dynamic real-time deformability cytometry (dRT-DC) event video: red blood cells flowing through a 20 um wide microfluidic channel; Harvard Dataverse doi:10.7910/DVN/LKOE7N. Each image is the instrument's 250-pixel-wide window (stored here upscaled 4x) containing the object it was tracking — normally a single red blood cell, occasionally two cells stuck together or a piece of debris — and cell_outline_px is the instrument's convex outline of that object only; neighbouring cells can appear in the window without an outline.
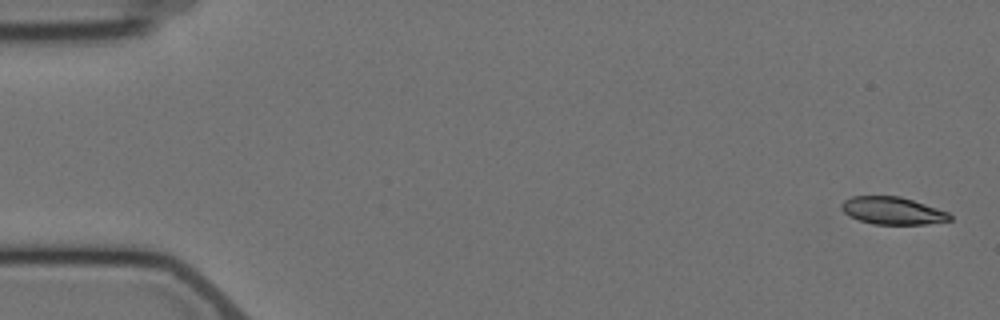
{"species": "Egyptian fruit bat (a non-hibernating species)", "species_latin": "Rousettus aegyptiacus", "temperature_condition": "cold", "stored_images_in_passage": 15, "camera_frame_rate_fps": 3000, "um_per_image_px": 0.085, "animal": {"sex": "female"}, "frame": {"image": 1, "passage_image": 1, "time_ms": 0.0, "image_size_px": [1000, 320], "cell_outline_px": [[952, 220], [924, 224], [872, 224], [860, 220], [844, 212], [840, 208], [840, 204], [844, 200], [852, 196], [900, 196], [948, 212], [952, 216]], "centroid_in_image_um": [75.85, 17.9], "position_along_channel_um": 9.1, "area_um2": 17.17}}
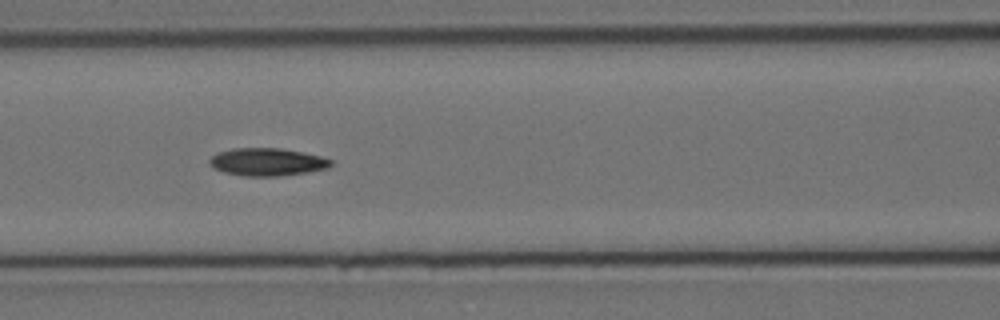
{"frame": {"image": 2, "passage_image": 7, "time_ms": 7.667, "image_size_px": [1000, 320], "cell_outline_px": [[332, 164], [328, 168], [308, 172], [280, 176], [244, 176], [224, 172], [208, 164], [208, 160], [212, 156], [220, 152], [232, 148], [280, 148], [304, 152], [320, 156], [332, 160]], "centroid_in_image_um": [22.72, 13.76], "position_along_channel_um": 143.9, "area_um2": 19.59}}
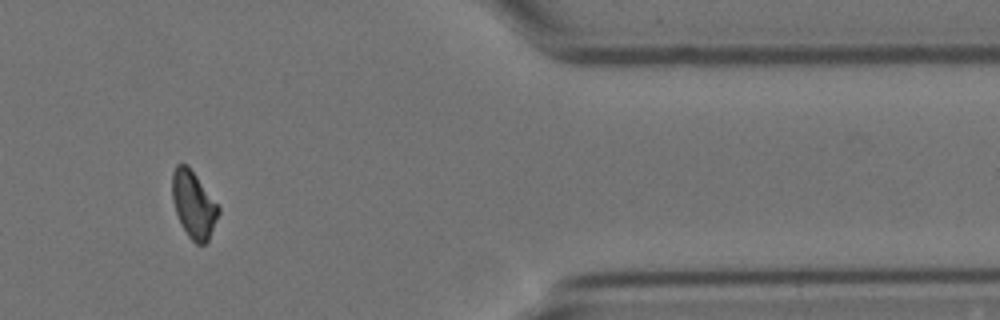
{"frame": {"image": 3, "passage_image": 13, "time_ms": 15.667, "image_size_px": [1000, 320], "cell_outline_px": [[220, 212], [208, 240], [204, 244], [196, 244], [188, 236], [176, 212], [172, 200], [172, 172], [176, 164], [184, 164], [196, 176], [220, 208]], "centroid_in_image_um": [16.45, 17.4], "position_along_channel_um": 395.0, "area_um2": 17.57}, "authors_computed_cell_mechanics": {"area_um2": 18.9006, "velocity_mm_per_s": 3.5086, "shape_relaxation_time_tau1_ms": 6.5773, "shape_relaxation_time_tau2_ms": null, "deformation_change_tau1": 0.124, "deformation_change_tau2": null}}